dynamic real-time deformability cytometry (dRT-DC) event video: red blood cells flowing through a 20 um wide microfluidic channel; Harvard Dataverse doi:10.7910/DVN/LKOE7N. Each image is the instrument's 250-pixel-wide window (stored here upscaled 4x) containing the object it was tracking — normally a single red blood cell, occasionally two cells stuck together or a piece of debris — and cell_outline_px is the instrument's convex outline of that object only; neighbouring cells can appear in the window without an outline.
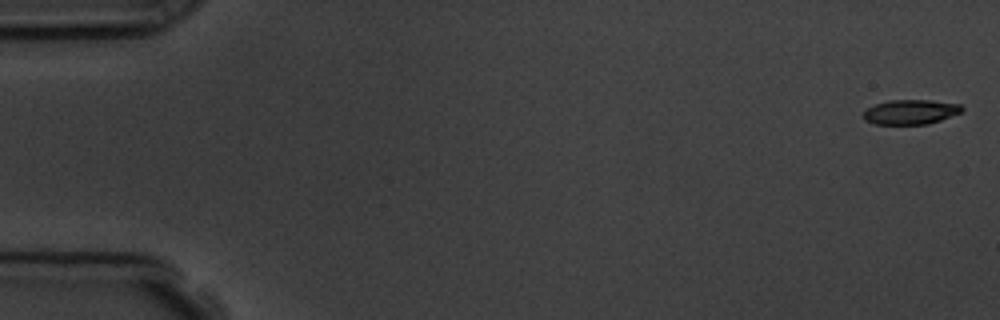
{"species": "common noctule bat (a hibernating species)", "species_latin": "Nyctalus noctula", "temperature_condition": "room temperature", "stored_images_in_passage": 9, "camera_frame_rate_fps": 3000, "um_per_image_px": 0.085, "animal": {"sex": "male", "body_mass_g": 19.5, "forearm_length_mm": 54.6}, "frame": {"image": 1, "passage_image": 1, "time_ms": 0.0, "image_size_px": [1000, 320], "cell_outline_px": [[964, 108], [960, 112], [940, 120], [928, 124], [876, 124], [864, 120], [860, 116], [868, 108], [876, 104], [888, 100], [928, 100], [960, 104]], "centroid_in_image_um": [77.36, 9.52], "position_along_channel_um": 7.6, "area_um2": 14.1}}
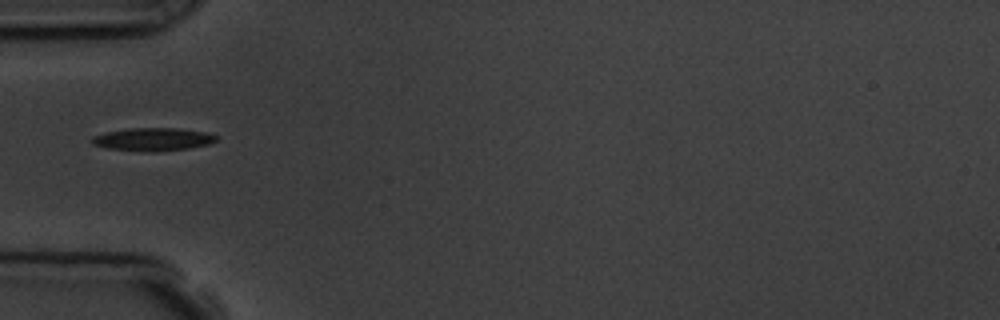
{"frame": {"image": 2, "passage_image": 6, "time_ms": 5.667, "image_size_px": [1000, 320], "cell_outline_px": [[216, 140], [208, 144], [188, 148], [152, 152], [148, 152], [104, 148], [92, 144], [92, 136], [108, 132], [128, 128], [176, 128], [208, 132], [216, 136]], "centroid_in_image_um": [12.97, 11.84], "position_along_channel_um": 72.0, "area_um2": 16.59}}